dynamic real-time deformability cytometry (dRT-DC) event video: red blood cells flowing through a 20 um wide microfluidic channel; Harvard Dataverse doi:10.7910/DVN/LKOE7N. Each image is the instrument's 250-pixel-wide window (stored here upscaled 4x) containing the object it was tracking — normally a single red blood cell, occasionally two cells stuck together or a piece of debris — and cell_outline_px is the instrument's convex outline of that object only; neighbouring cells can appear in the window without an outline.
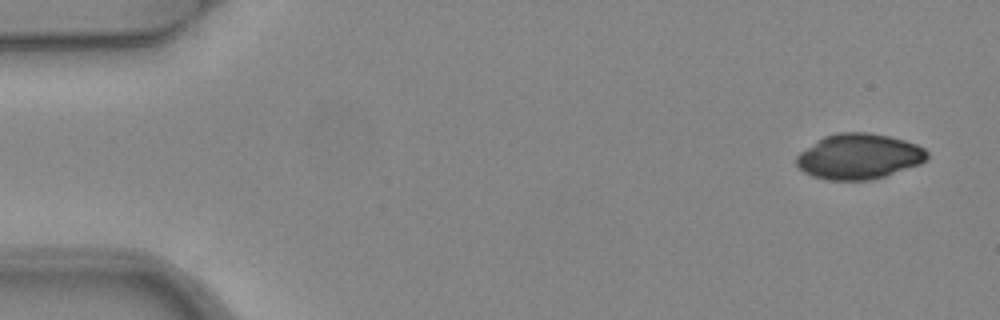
{"species": "common noctule bat (a hibernating species)", "species_latin": "Nyctalus noctula", "temperature_condition": "warm", "stored_images_in_passage": 4, "camera_frame_rate_fps": 3000, "um_per_image_px": 0.085, "animal": {"sex": "female", "body_mass_g": 24.6, "forearm_length_mm": 56.2}, "frame": {"image": 1, "passage_image": 1, "time_ms": 0.0, "image_size_px": [1000, 320], "cell_outline_px": [[928, 156], [920, 164], [884, 176], [868, 180], [828, 180], [812, 176], [804, 172], [796, 164], [796, 156], [800, 152], [824, 136], [836, 132], [868, 132], [888, 136], [904, 140], [916, 144], [924, 148], [928, 152]], "centroid_in_image_um": [72.99, 13.29], "position_along_channel_um": 12.0, "area_um2": 34.45}}